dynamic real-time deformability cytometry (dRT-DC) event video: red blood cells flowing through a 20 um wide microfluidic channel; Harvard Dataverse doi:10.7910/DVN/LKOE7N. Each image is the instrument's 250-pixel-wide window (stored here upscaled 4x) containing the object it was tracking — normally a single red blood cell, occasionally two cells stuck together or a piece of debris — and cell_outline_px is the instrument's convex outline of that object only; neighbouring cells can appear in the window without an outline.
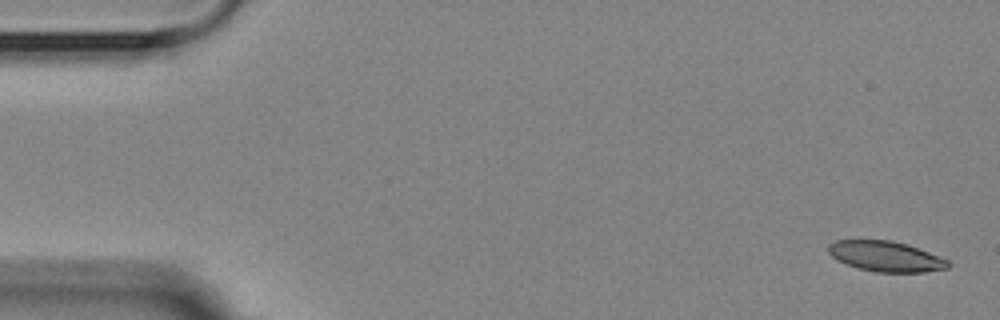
{"species": "Egyptian fruit bat (a non-hibernating species)", "species_latin": "Rousettus aegyptiacus", "temperature_condition": "room temperature", "stored_images_in_passage": 5, "camera_frame_rate_fps": 3000, "um_per_image_px": 0.085, "animal": {"sex": "female"}, "frame": {"image": 1, "passage_image": 1, "time_ms": 0.0, "image_size_px": [1000, 320], "cell_outline_px": [[948, 268], [924, 272], [876, 272], [860, 268], [848, 264], [832, 256], [828, 252], [828, 244], [836, 240], [892, 240], [908, 244], [948, 260]], "centroid_in_image_um": [75.29, 21.78], "position_along_channel_um": 9.7, "area_um2": 20.92}}
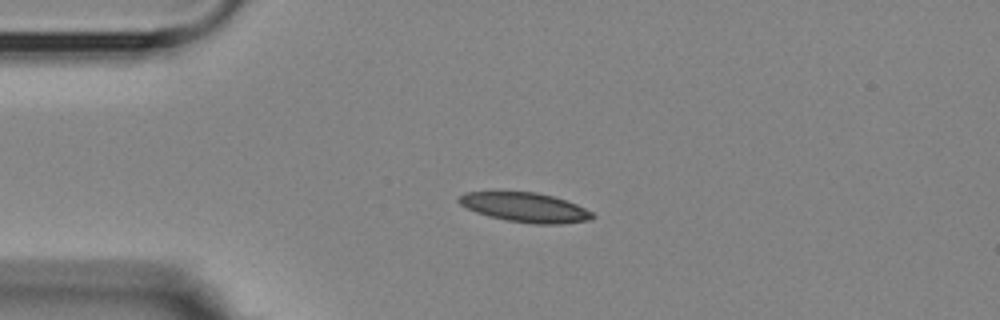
{"frame": {"image": 2, "passage_image": 4, "time_ms": 3.667, "image_size_px": [1000, 320], "cell_outline_px": [[596, 216], [592, 220], [560, 224], [532, 224], [508, 220], [488, 216], [476, 212], [460, 204], [456, 200], [464, 192], [536, 192], [552, 196], [576, 204], [592, 212]], "centroid_in_image_um": [44.65, 17.63], "position_along_channel_um": 40.3, "area_um2": 22.83}}